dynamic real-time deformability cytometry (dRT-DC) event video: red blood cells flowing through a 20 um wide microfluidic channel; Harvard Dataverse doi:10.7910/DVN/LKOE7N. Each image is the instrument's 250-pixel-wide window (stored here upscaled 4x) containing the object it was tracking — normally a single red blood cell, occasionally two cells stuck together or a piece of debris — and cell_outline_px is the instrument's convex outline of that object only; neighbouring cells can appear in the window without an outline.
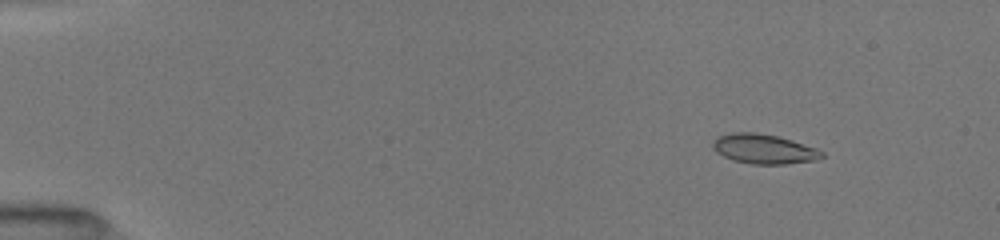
{"species": "common noctule bat (a hibernating species)", "species_latin": "Nyctalus noctula", "temperature_condition": "room temperature", "stored_images_in_passage": 31, "camera_frame_rate_fps": 3000, "um_per_image_px": 0.085, "animal": {"sex": "female", "body_mass_g": 19.5, "forearm_length_mm": 54.1}, "frame": {"image": 1, "passage_image": 3, "time_ms": 1.667, "image_size_px": [1000, 240], "cell_outline_px": [[824, 156], [812, 160], [784, 164], [752, 164], [732, 160], [716, 152], [712, 148], [712, 140], [716, 136], [732, 132], [756, 132], [776, 136], [816, 148], [824, 152]], "centroid_in_image_um": [64.85, 12.65], "position_along_channel_um": 20.2, "area_um2": 18.73}}
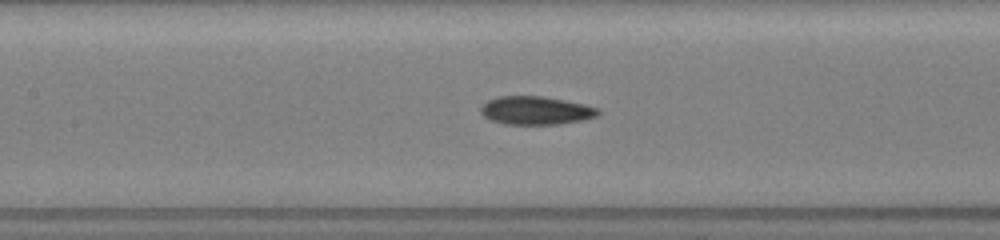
{"frame": {"image": 2, "passage_image": 16, "time_ms": 8.0, "image_size_px": [1000, 240], "cell_outline_px": [[600, 112], [596, 116], [584, 120], [556, 124], [504, 124], [492, 120], [484, 116], [480, 112], [480, 108], [488, 100], [500, 96], [544, 96], [584, 104], [600, 108]], "centroid_in_image_um": [45.56, 9.39], "position_along_channel_um": 161.8, "area_um2": 19.31}}
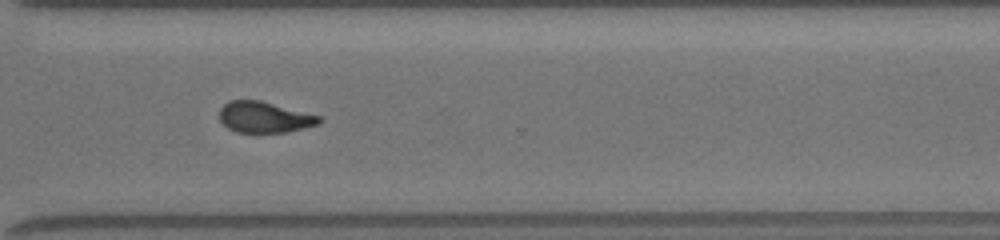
{"frame": {"image": 3, "passage_image": 30, "time_ms": 12.667, "image_size_px": [1000, 240], "cell_outline_px": [[320, 120], [316, 124], [304, 128], [284, 132], [236, 132], [228, 128], [220, 120], [220, 108], [228, 100], [260, 100], [320, 116]], "centroid_in_image_um": [22.42, 9.95], "position_along_channel_um": 348.2, "area_um2": 17.74}}